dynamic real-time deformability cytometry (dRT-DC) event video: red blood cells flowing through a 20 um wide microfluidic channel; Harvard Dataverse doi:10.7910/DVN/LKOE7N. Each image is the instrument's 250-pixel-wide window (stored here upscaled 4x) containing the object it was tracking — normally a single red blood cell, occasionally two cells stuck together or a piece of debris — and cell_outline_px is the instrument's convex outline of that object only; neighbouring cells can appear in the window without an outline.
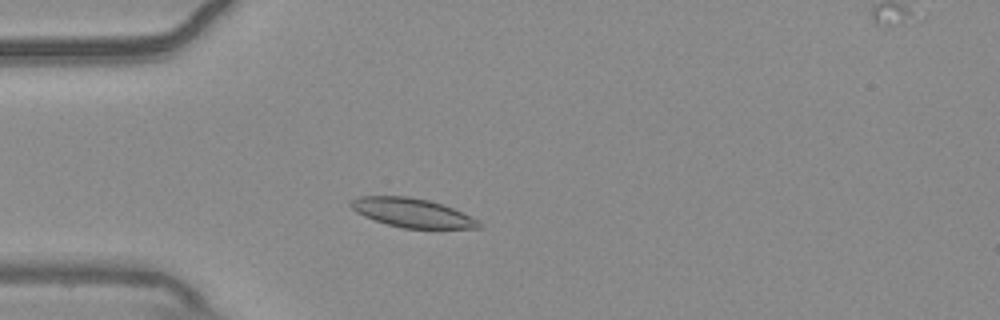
{"species": "common noctule bat (a hibernating species)", "species_latin": "Nyctalus noctula", "temperature_condition": "warm", "stored_images_in_passage": 50, "camera_frame_rate_fps": 3000, "um_per_image_px": 0.085, "animal": {"sex": "male", "body_mass_g": 20.4}, "frame": {"image": 1, "passage_image": 9, "time_ms": 2.667, "image_size_px": [1000, 320], "cell_outline_px": [[484, 224], [480, 228], [404, 228], [388, 224], [364, 216], [356, 212], [348, 204], [352, 200], [360, 196], [408, 196], [428, 200], [452, 208], [480, 220]], "centroid_in_image_um": [35.05, 18.09], "position_along_channel_um": 49.9, "area_um2": 21.44}}
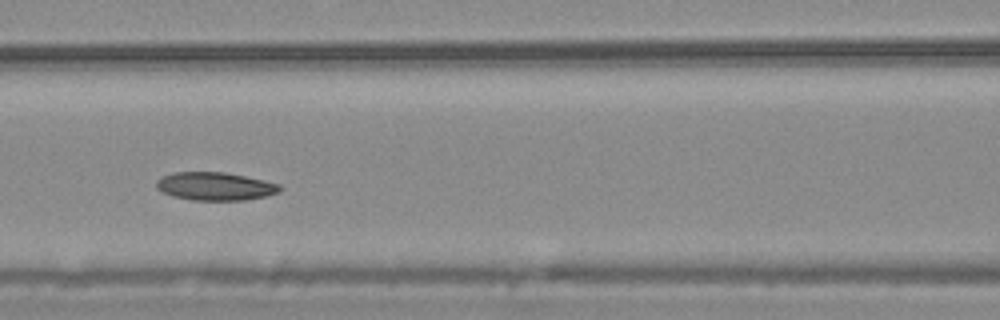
{"frame": {"image": 2, "passage_image": 18, "time_ms": 5.667, "image_size_px": [1000, 320], "cell_outline_px": [[284, 188], [280, 192], [268, 196], [244, 200], [192, 200], [172, 196], [160, 192], [156, 188], [156, 180], [164, 176], [176, 172], [224, 172], [264, 180], [280, 184]], "centroid_in_image_um": [18.31, 15.84], "position_along_channel_um": 148.3, "area_um2": 20.4}}
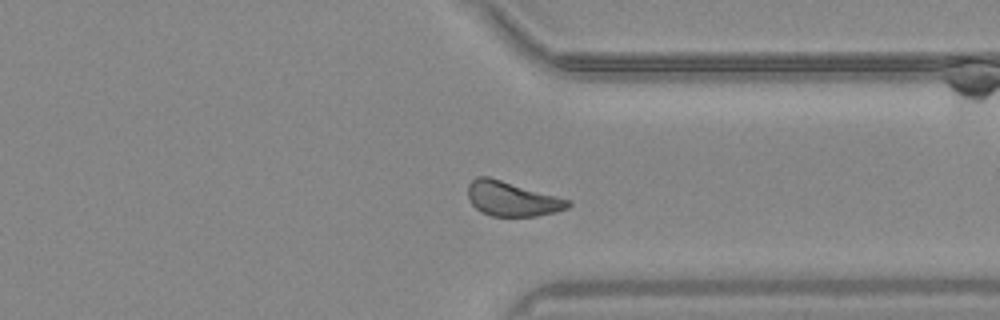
{"frame": {"image": 3, "passage_image": 36, "time_ms": 11.667, "image_size_px": [1000, 320], "cell_outline_px": [[572, 204], [568, 208], [556, 212], [536, 216], [492, 216], [480, 212], [468, 200], [468, 184], [476, 176], [488, 176], [572, 200]], "centroid_in_image_um": [43.53, 16.9], "position_along_channel_um": 367.9, "area_um2": 20.4}}